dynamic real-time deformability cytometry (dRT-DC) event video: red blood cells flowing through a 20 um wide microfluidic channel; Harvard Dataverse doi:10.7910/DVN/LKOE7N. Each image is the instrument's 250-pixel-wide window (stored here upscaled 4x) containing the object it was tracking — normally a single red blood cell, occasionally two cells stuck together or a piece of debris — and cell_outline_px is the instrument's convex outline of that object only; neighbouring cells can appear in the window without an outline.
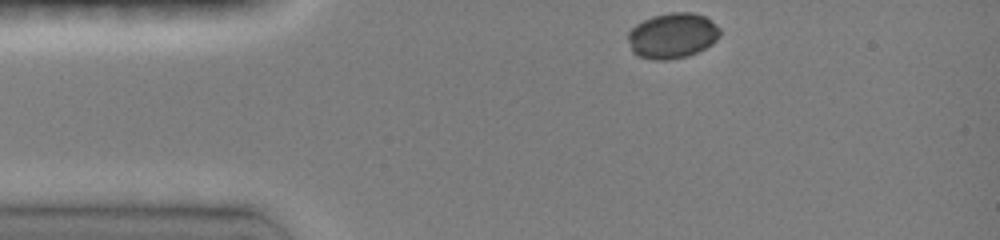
{"species": "common noctule bat (a hibernating species)", "species_latin": "Nyctalus noctula", "temperature_condition": "room temperature", "stored_images_in_passage": 33, "camera_frame_rate_fps": 3000, "um_per_image_px": 0.085, "animal": {"sex": "female", "body_mass_g": 19.0, "forearm_length_mm": 51.5}, "frame": {"image": 1, "passage_image": 1, "time_ms": 0.0, "image_size_px": [1000, 240], "cell_outline_px": [[720, 36], [712, 44], [688, 56], [668, 60], [652, 60], [636, 56], [632, 52], [628, 40], [628, 32], [636, 24], [652, 16], [668, 12], [692, 12], [704, 16], [720, 28]], "centroid_in_image_um": [57.13, 3.04], "position_along_channel_um": 27.9, "area_um2": 24.51}}
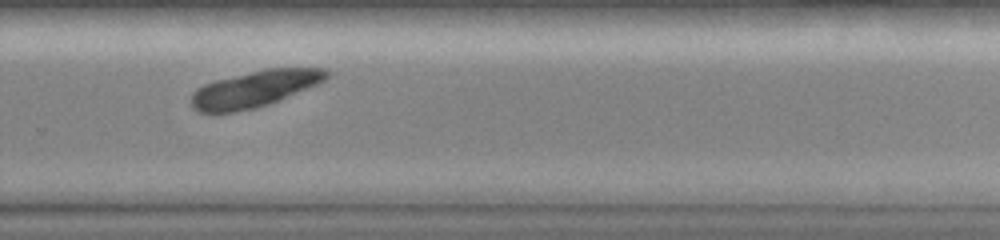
{"frame": {"image": 2, "passage_image": 25, "time_ms": 8.0, "image_size_px": [1000, 240], "cell_outline_px": [[332, 76], [316, 84], [268, 104], [252, 108], [232, 112], [200, 112], [192, 104], [192, 92], [196, 88], [204, 84], [216, 80], [264, 68], [328, 68], [332, 72]], "centroid_in_image_um": [21.69, 7.52], "position_along_channel_um": 308.1, "area_um2": 28.32}}
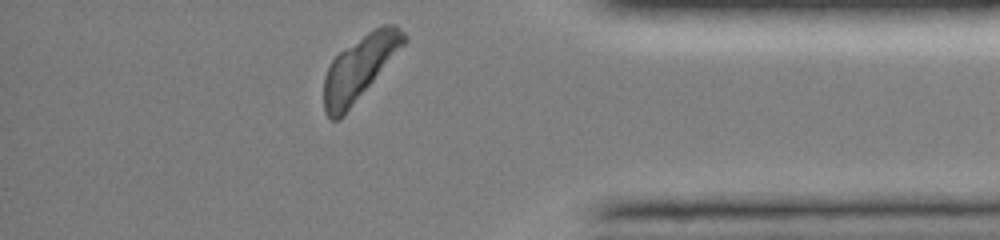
{"frame": {"image": 3, "passage_image": 33, "time_ms": 10.667, "image_size_px": [1000, 240], "cell_outline_px": [[408, 40], [340, 120], [332, 120], [324, 112], [324, 76], [332, 60], [344, 48], [368, 32], [384, 24], [396, 24], [408, 36]], "centroid_in_image_um": [30.56, 5.76], "position_along_channel_um": 404.6, "area_um2": 29.48}}